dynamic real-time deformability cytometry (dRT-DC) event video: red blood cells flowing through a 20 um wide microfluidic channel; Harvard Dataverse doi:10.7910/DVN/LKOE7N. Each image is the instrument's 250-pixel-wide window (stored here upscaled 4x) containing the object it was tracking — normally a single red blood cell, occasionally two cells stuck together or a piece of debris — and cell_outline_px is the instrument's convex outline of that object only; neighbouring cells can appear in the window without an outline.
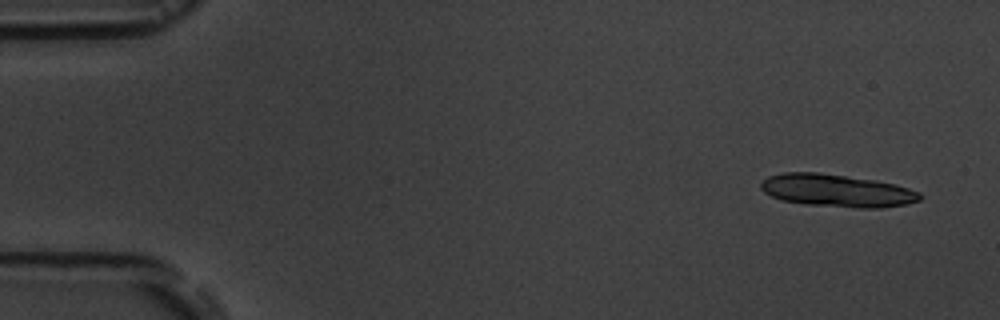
{"species": "common noctule bat (a hibernating species)", "species_latin": "Nyctalus noctula", "temperature_condition": "room temperature", "stored_images_in_passage": 5, "camera_frame_rate_fps": 3000, "um_per_image_px": 0.085, "animal": {"sex": "male", "body_mass_g": 19.5, "forearm_length_mm": 54.6}, "frame": {"image": 1, "passage_image": 1, "time_ms": 0.0, "image_size_px": [1000, 320], "cell_outline_px": [[920, 200], [904, 204], [880, 208], [856, 208], [808, 204], [780, 200], [764, 192], [760, 188], [760, 184], [768, 176], [784, 172], [816, 172], [876, 180], [896, 184], [920, 192]], "centroid_in_image_um": [71.12, 16.2], "position_along_channel_um": 13.9, "area_um2": 30.11}}